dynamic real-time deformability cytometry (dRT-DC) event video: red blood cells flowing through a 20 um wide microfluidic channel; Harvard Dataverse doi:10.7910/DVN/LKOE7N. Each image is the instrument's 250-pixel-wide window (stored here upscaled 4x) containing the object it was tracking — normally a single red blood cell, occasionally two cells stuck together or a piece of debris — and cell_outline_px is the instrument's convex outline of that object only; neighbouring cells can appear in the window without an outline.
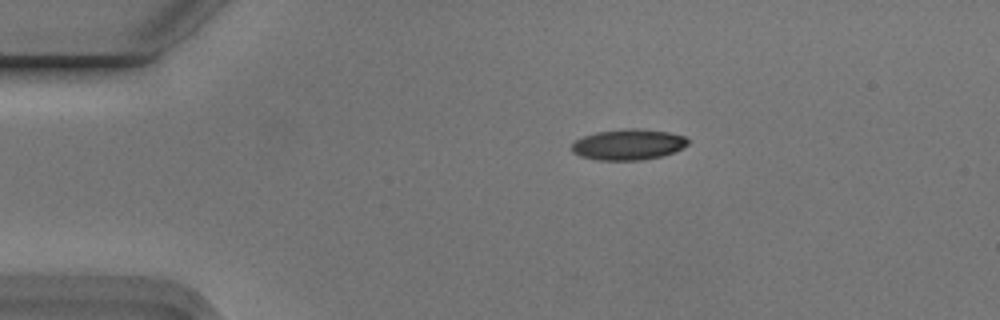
{"species": "Egyptian fruit bat (a non-hibernating species)", "species_latin": "Rousettus aegyptiacus", "temperature_condition": "cold", "stored_images_in_passage": 4, "camera_frame_rate_fps": 3000, "um_per_image_px": 0.085, "animal": {"sex": "male"}, "frame": {"image": 1, "passage_image": 1, "time_ms": 0.0, "image_size_px": [1000, 320], "cell_outline_px": [[688, 144], [676, 152], [660, 156], [640, 160], [600, 160], [580, 156], [572, 152], [572, 144], [576, 140], [584, 136], [596, 132], [628, 128], [636, 128], [668, 132], [684, 136], [688, 140]], "centroid_in_image_um": [53.41, 12.28], "position_along_channel_um": 31.6, "area_um2": 20.75}}
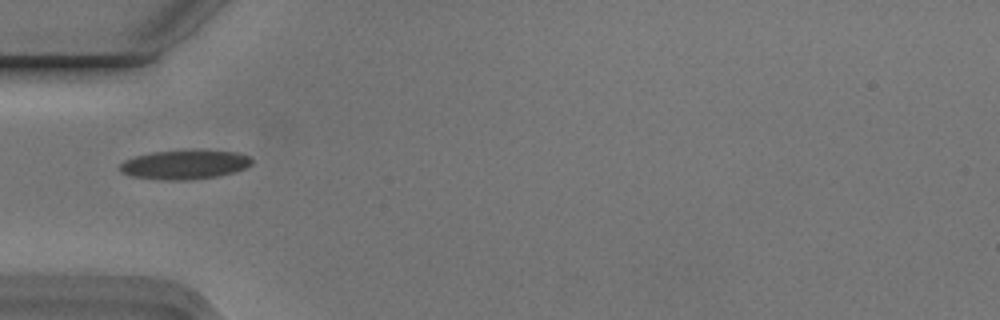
{"frame": {"image": 2, "passage_image": 3, "time_ms": 0.667, "image_size_px": [1000, 320], "cell_outline_px": [[252, 164], [244, 168], [232, 172], [216, 176], [184, 180], [164, 180], [132, 176], [120, 172], [120, 164], [124, 160], [136, 156], [152, 152], [196, 148], [236, 152], [248, 156], [252, 160]], "centroid_in_image_um": [15.69, 13.95], "position_along_channel_um": 69.3, "area_um2": 22.72}}